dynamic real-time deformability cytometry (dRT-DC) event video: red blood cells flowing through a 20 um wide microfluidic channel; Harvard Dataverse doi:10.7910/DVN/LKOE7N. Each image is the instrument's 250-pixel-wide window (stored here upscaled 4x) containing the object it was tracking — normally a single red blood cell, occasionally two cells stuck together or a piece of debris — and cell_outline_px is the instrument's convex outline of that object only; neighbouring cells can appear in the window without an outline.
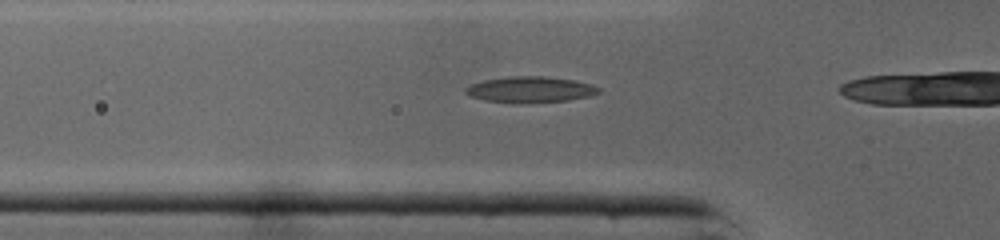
{"species": "common noctule bat (a hibernating species)", "species_latin": "Nyctalus noctula", "temperature_condition": "cold", "stored_images_in_passage": 22, "camera_frame_rate_fps": 3000, "um_per_image_px": 0.085, "animal": {"sex": "male", "body_mass_g": 19.0, "forearm_length_mm": 50.8}, "frame": {"image": 1, "passage_image": 10, "time_ms": 3.0, "image_size_px": [1000, 240], "cell_outline_px": [[600, 92], [588, 96], [568, 100], [484, 100], [472, 96], [464, 92], [464, 88], [472, 84], [484, 80], [508, 76], [544, 76], [576, 80], [592, 84], [600, 88]], "centroid_in_image_um": [45.11, 7.55], "position_along_channel_um": 80.7, "area_um2": 19.07}}
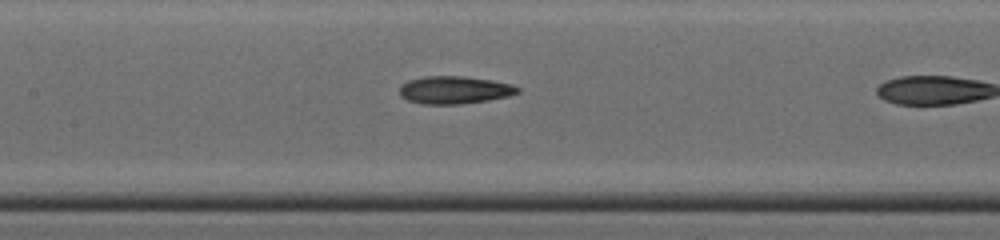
{"frame": {"image": 2, "passage_image": 16, "time_ms": 5.0, "image_size_px": [1000, 240], "cell_outline_px": [[520, 92], [508, 96], [488, 100], [460, 104], [424, 104], [408, 100], [400, 96], [400, 84], [408, 80], [424, 76], [464, 76], [512, 84], [520, 88]], "centroid_in_image_um": [38.61, 7.64], "position_along_channel_um": 168.8, "area_um2": 19.02}}
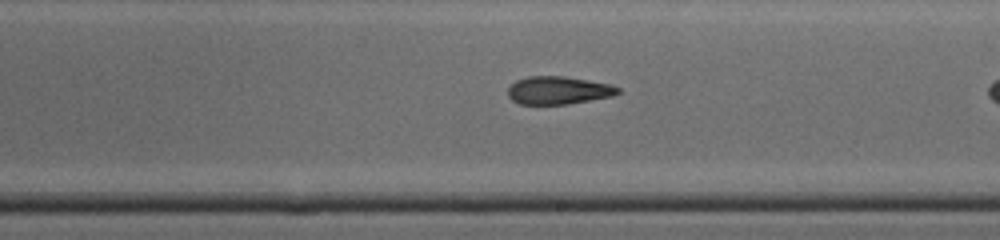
{"frame": {"image": 3, "passage_image": 21, "time_ms": 6.667, "image_size_px": [1000, 240], "cell_outline_px": [[620, 92], [612, 96], [568, 104], [520, 104], [512, 100], [508, 96], [508, 88], [516, 80], [528, 76], [564, 76], [612, 84], [620, 88]], "centroid_in_image_um": [47.47, 7.67], "position_along_channel_um": 241.5, "area_um2": 17.92}}